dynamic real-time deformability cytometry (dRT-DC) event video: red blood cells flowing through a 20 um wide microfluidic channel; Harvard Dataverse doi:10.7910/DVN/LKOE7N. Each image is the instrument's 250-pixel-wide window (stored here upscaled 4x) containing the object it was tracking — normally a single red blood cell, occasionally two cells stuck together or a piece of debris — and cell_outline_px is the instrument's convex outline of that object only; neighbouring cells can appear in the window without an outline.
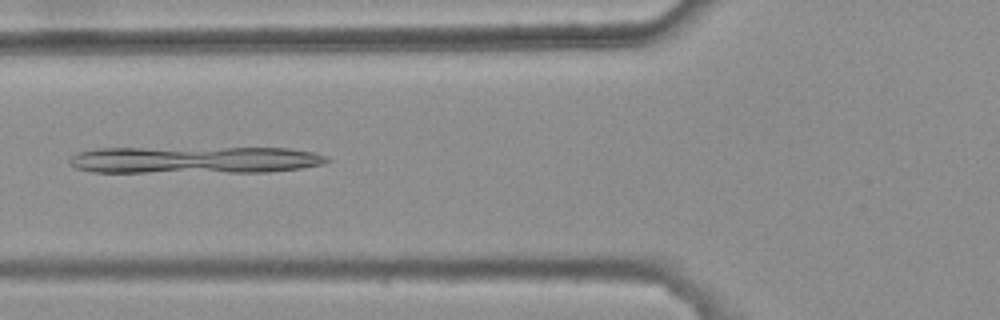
{"species": "common noctule bat (a hibernating species)", "species_latin": "Nyctalus noctula", "temperature_condition": "warm", "stored_images_in_passage": 43, "camera_frame_rate_fps": 3000, "um_per_image_px": 0.085, "animal": {"sex": "female", "body_mass_g": 25.1}, "frame": {"image": 1, "passage_image": 17, "time_ms": 5.333, "image_size_px": [1000, 320], "cell_outline_px": [[332, 160], [320, 164], [300, 168], [268, 172], [92, 172], [76, 168], [68, 160], [76, 152], [96, 148], [288, 148], [312, 152], [328, 156]], "centroid_in_image_um": [16.53, 13.59], "position_along_channel_um": 109.3, "area_um2": 40.81}}
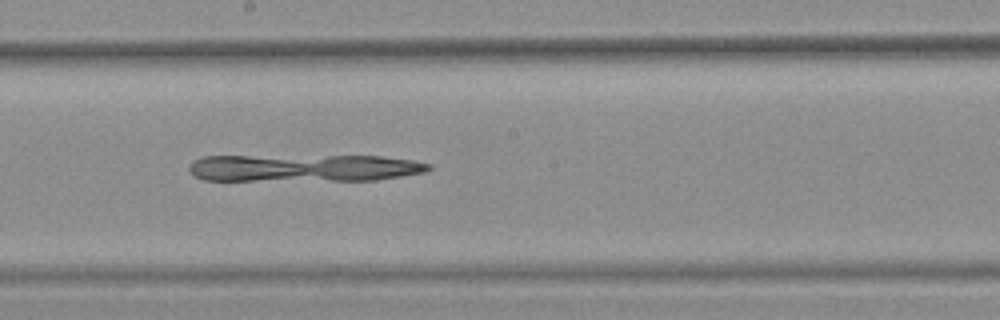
{"frame": {"image": 2, "passage_image": 26, "time_ms": 8.333, "image_size_px": [1000, 320], "cell_outline_px": [[432, 168], [424, 172], [376, 180], [204, 180], [196, 176], [188, 168], [192, 160], [204, 156], [380, 156], [412, 160], [432, 164]], "centroid_in_image_um": [25.84, 14.27], "position_along_channel_um": 222.4, "area_um2": 38.03}}
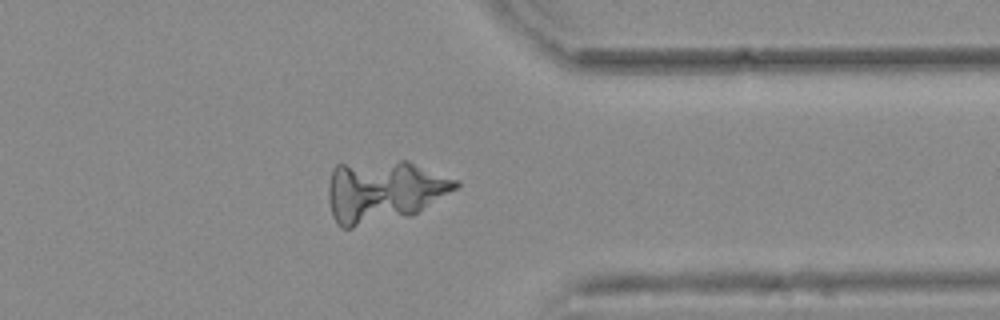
{"frame": {"image": 3, "passage_image": 39, "time_ms": 12.667, "image_size_px": [1000, 320], "cell_outline_px": [[460, 184], [456, 188], [416, 212], [408, 216], [352, 228], [340, 228], [336, 224], [332, 216], [328, 200], [328, 188], [332, 168], [336, 164], [400, 160], [408, 160], [460, 180]], "centroid_in_image_um": [32.58, 16.24], "position_along_channel_um": 378.8, "area_um2": 46.07}}